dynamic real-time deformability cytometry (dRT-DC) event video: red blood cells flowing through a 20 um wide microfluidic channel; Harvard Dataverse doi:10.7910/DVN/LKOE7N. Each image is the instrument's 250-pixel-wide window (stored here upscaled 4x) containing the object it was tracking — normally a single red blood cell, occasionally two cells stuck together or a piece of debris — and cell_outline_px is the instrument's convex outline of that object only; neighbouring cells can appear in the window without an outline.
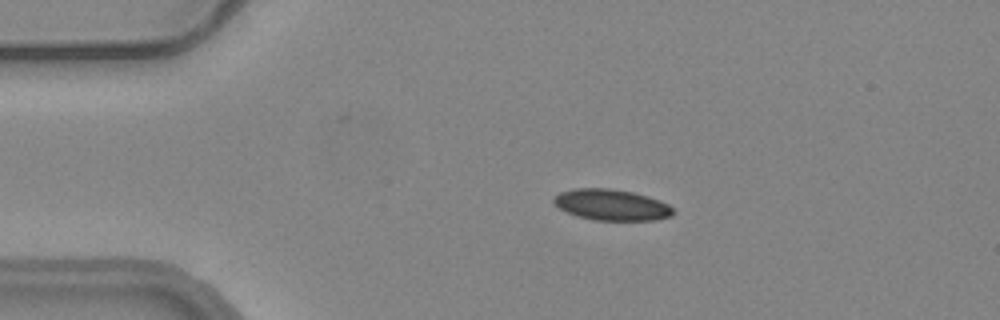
{"species": "common noctule bat (a hibernating species)", "species_latin": "Nyctalus noctula", "temperature_condition": "warm", "stored_images_in_passage": 46, "camera_frame_rate_fps": 3000, "um_per_image_px": 0.085, "animal": {"sex": "female", "body_mass_g": 24.6, "forearm_length_mm": 56.2}, "frame": {"image": 1, "passage_image": 1, "time_ms": 0.0, "image_size_px": [1000, 320], "cell_outline_px": [[676, 212], [672, 216], [656, 220], [596, 220], [580, 216], [568, 212], [560, 208], [552, 200], [560, 192], [572, 188], [612, 188], [632, 192], [648, 196], [660, 200], [668, 204]], "centroid_in_image_um": [52.03, 17.4], "position_along_channel_um": 33.0, "area_um2": 21.56}}
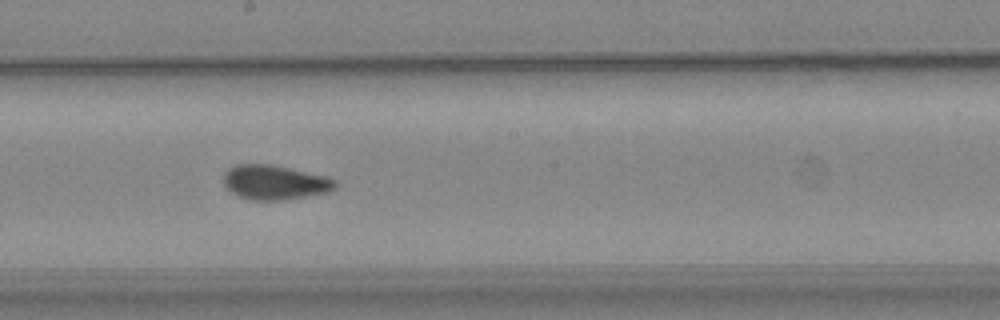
{"frame": {"image": 2, "passage_image": 20, "time_ms": 6.333, "image_size_px": [1000, 320], "cell_outline_px": [[336, 188], [328, 192], [284, 200], [248, 200], [236, 196], [228, 192], [224, 188], [224, 172], [228, 168], [236, 164], [272, 164], [328, 176], [336, 180]], "centroid_in_image_um": [23.31, 15.5], "position_along_channel_um": 224.9, "area_um2": 22.95}}
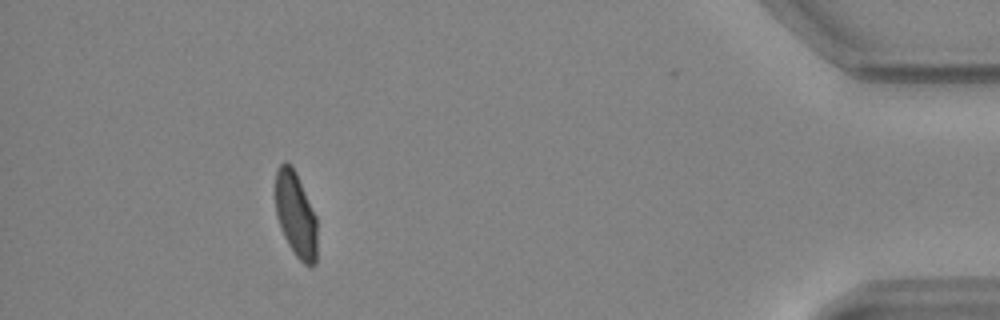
{"frame": {"image": 3, "passage_image": 40, "time_ms": 13.0, "image_size_px": [1000, 320], "cell_outline_px": [[316, 264], [312, 268], [308, 268], [296, 256], [288, 244], [280, 228], [276, 216], [276, 172], [280, 164], [284, 160], [292, 164], [296, 172], [316, 216]], "centroid_in_image_um": [25.14, 18.26], "position_along_channel_um": 410.1, "area_um2": 20.87}, "authors_computed_cell_mechanics": {"area_um2": 22.3686, "velocity_mm_per_s": 3.7135, "shape_relaxation_time_tau1_ms": null, "shape_relaxation_time_tau2_ms": 0.9669, "deformation_change_tau1": null, "deformation_change_tau2": 0.0513}}